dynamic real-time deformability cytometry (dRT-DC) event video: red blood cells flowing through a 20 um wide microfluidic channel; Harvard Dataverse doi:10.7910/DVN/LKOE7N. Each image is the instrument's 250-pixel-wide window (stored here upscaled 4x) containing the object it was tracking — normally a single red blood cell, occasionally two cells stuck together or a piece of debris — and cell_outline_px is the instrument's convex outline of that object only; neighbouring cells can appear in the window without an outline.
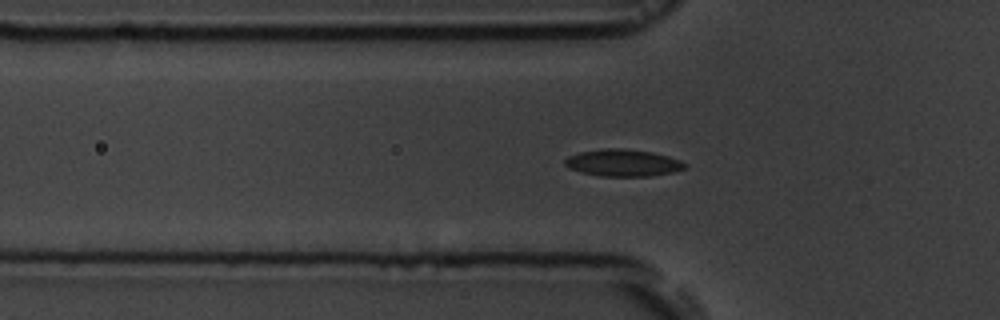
{"species": "common noctule bat (a hibernating species)", "species_latin": "Nyctalus noctula", "temperature_condition": "room temperature", "stored_images_in_passage": 39, "camera_frame_rate_fps": 3000, "um_per_image_px": 0.085, "animal": {"sex": "male", "body_mass_g": 19.5, "forearm_length_mm": 54.6}, "frame": {"image": 1, "passage_image": 6, "time_ms": 1.667, "image_size_px": [1000, 320], "cell_outline_px": [[688, 168], [672, 172], [652, 176], [600, 176], [580, 172], [568, 168], [564, 164], [564, 160], [568, 156], [580, 152], [604, 148], [624, 148], [652, 152], [668, 156], [680, 160], [688, 164]], "centroid_in_image_um": [52.96, 13.84], "position_along_channel_um": 72.8, "area_um2": 19.07}}
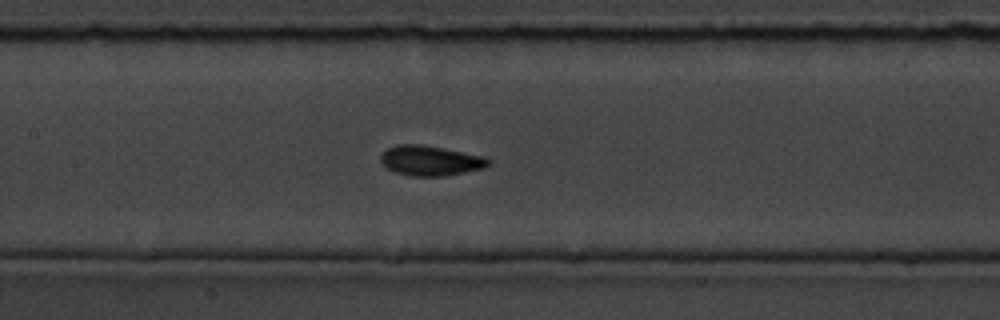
{"frame": {"image": 2, "passage_image": 14, "time_ms": 4.333, "image_size_px": [1000, 320], "cell_outline_px": [[492, 164], [484, 168], [444, 176], [408, 176], [384, 168], [380, 164], [380, 156], [388, 148], [396, 144], [420, 144], [444, 148], [484, 156]], "centroid_in_image_um": [36.54, 13.65], "position_along_channel_um": 170.9, "area_um2": 19.02}}
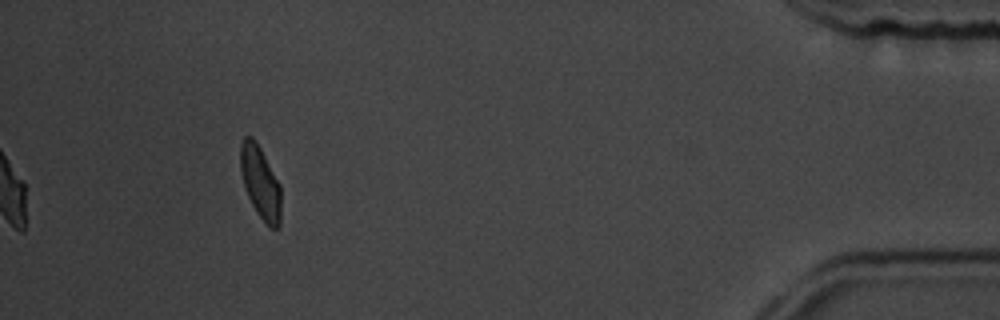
{"frame": {"image": 3, "passage_image": 39, "time_ms": 12.667, "image_size_px": [1000, 320], "cell_outline_px": [[280, 224], [276, 228], [272, 228], [256, 212], [244, 188], [240, 172], [240, 144], [244, 136], [252, 136], [256, 140], [280, 184]], "centroid_in_image_um": [22.1, 15.45], "position_along_channel_um": 413.1, "area_um2": 17.11}, "authors_computed_cell_mechanics": {"area_um2": 18.4382, "velocity_mm_per_s": 3.6649, "shape_relaxation_time_tau1_ms": 3.7553, "shape_relaxation_time_tau2_ms": 1.7144, "deformation_change_tau1": 0.1159, "deformation_change_tau2": 0.0688}}